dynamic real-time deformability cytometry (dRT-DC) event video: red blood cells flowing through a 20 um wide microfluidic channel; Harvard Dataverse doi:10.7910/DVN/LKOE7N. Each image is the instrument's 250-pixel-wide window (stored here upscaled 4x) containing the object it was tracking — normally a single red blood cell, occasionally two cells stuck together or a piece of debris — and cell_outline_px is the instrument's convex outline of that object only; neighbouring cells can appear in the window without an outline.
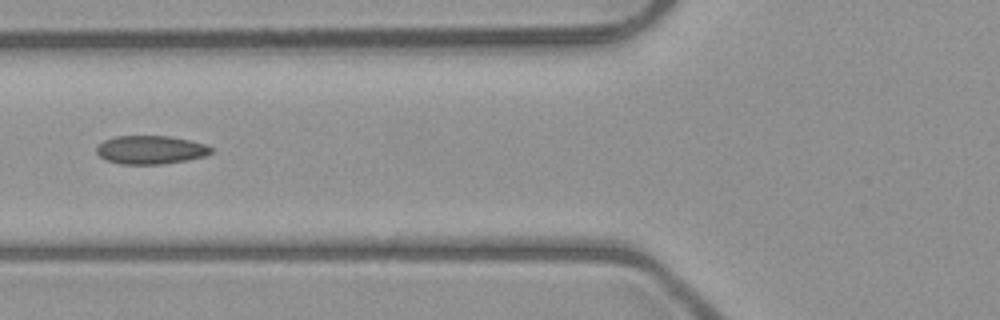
{"species": "common noctule bat (a hibernating species)", "species_latin": "Nyctalus noctula", "temperature_condition": "room temperature", "stored_images_in_passage": 2, "camera_frame_rate_fps": 3000, "um_per_image_px": 0.085, "animal": {"sex": "male", "body_mass_g": 23.1, "forearm_length_mm": 52.7}, "frame": {"image": 1, "passage_image": 2, "time_ms": 1.0, "image_size_px": [1000, 320], "cell_outline_px": [[212, 152], [208, 156], [164, 164], [120, 164], [108, 160], [100, 156], [96, 152], [96, 148], [104, 140], [116, 136], [168, 136], [188, 140], [204, 144], [212, 148]], "centroid_in_image_um": [12.82, 12.74], "position_along_channel_um": 113.0, "area_um2": 18.9}}